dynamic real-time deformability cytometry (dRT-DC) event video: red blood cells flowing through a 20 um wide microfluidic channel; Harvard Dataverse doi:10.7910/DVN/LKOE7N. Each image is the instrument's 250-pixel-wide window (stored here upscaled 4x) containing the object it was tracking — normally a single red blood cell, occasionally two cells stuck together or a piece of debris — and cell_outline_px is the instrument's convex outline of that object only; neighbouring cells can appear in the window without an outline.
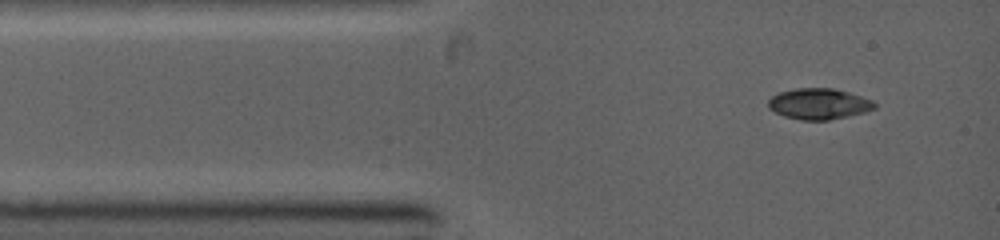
{"species": "common noctule bat (a hibernating species)", "species_latin": "Nyctalus noctula", "temperature_condition": "warm", "stored_images_in_passage": 5, "camera_frame_rate_fps": 5000, "um_per_image_px": 0.085, "animal": {"sex": "female", "body_mass_g": 19.0, "forearm_length_mm": 53.3}, "frame": {"image": 1, "passage_image": 1, "time_ms": 0.0, "image_size_px": [1000, 240], "cell_outline_px": [[876, 108], [864, 112], [828, 120], [800, 120], [784, 116], [768, 108], [768, 100], [772, 96], [780, 92], [796, 88], [832, 88], [848, 92], [872, 100], [876, 104]], "centroid_in_image_um": [69.59, 8.83], "position_along_channel_um": 15.4, "area_um2": 19.02}}
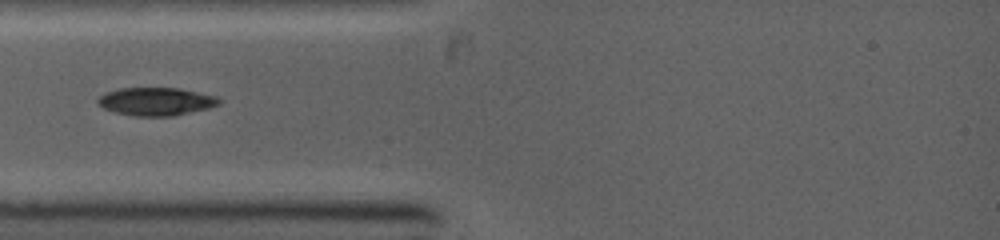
{"frame": {"image": 2, "passage_image": 4, "time_ms": 2.0, "image_size_px": [1000, 240], "cell_outline_px": [[220, 104], [208, 108], [172, 116], [132, 116], [116, 112], [104, 108], [96, 100], [104, 92], [120, 88], [180, 88], [216, 96], [220, 100]], "centroid_in_image_um": [13.25, 8.62], "position_along_channel_um": 71.7, "area_um2": 19.71}}